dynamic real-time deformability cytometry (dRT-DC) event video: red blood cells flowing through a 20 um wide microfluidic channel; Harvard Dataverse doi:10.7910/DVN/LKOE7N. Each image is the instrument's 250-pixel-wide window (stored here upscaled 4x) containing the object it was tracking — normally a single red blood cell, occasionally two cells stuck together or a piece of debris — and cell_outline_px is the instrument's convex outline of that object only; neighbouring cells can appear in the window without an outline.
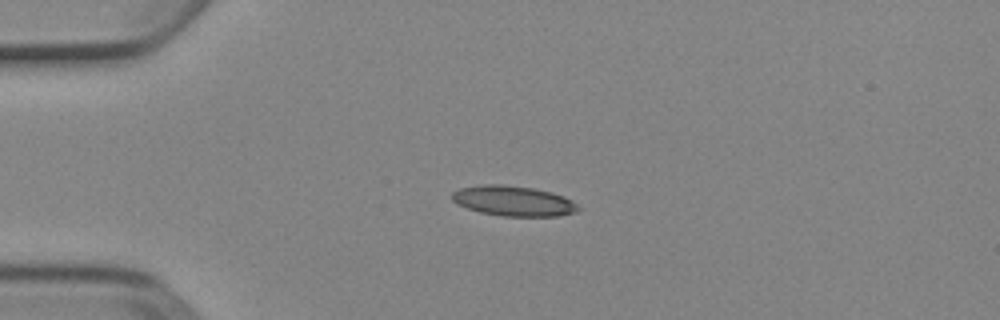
{"species": "Egyptian fruit bat (a non-hibernating species)", "species_latin": "Rousettus aegyptiacus", "temperature_condition": "cold", "stored_images_in_passage": 40, "camera_frame_rate_fps": 3000, "um_per_image_px": 0.085, "animal": {"sex": "female"}, "frame": {"image": 1, "passage_image": 1, "time_ms": 0.0, "image_size_px": [1000, 320], "cell_outline_px": [[580, 208], [576, 212], [560, 216], [500, 216], [480, 212], [456, 204], [452, 200], [452, 192], [460, 188], [484, 184], [504, 184], [532, 188], [552, 192], [564, 196], [572, 200]], "centroid_in_image_um": [43.64, 17.08], "position_along_channel_um": 41.4, "area_um2": 22.31}}
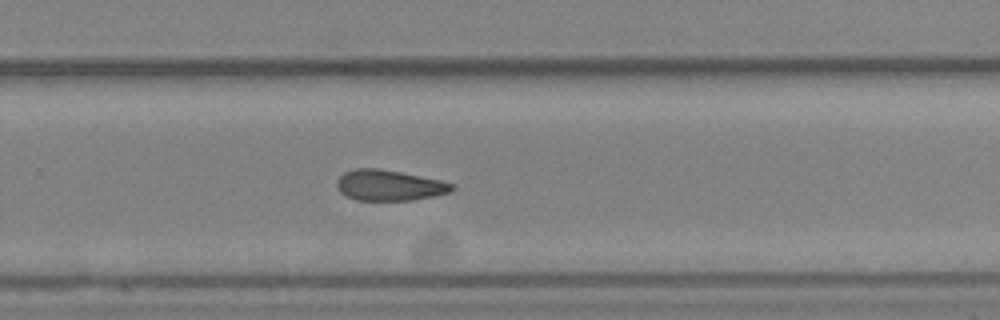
{"frame": {"image": 2, "passage_image": 23, "time_ms": 7.333, "image_size_px": [1000, 320], "cell_outline_px": [[456, 188], [448, 192], [432, 196], [412, 200], [356, 200], [340, 192], [336, 188], [336, 180], [344, 172], [356, 168], [376, 168], [400, 172], [440, 180], [456, 184]], "centroid_in_image_um": [33.06, 15.75], "position_along_channel_um": 296.7, "area_um2": 20.52}}
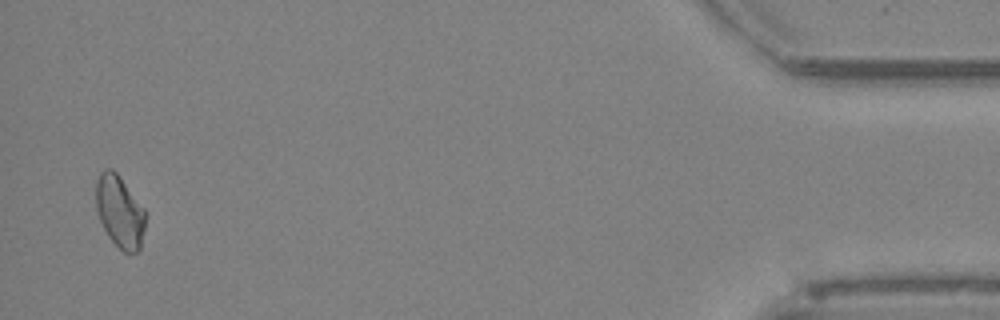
{"frame": {"image": 3, "passage_image": 39, "time_ms": 12.667, "image_size_px": [1000, 320], "cell_outline_px": [[144, 228], [140, 248], [136, 252], [124, 252], [108, 236], [100, 220], [96, 208], [96, 180], [100, 172], [104, 168], [112, 168], [120, 176], [144, 208]], "centroid_in_image_um": [10.15, 17.94], "position_along_channel_um": 425.0, "area_um2": 20.58}, "authors_computed_cell_mechanics": {"area_um2": 21.0681, "velocity_mm_per_s": 3.8977, "shape_relaxation_time_tau1_ms": 11.0759, "shape_relaxation_time_tau2_ms": 10.8074, "deformation_change_tau1": 0.183, "deformation_change_tau2": 0.1985}}